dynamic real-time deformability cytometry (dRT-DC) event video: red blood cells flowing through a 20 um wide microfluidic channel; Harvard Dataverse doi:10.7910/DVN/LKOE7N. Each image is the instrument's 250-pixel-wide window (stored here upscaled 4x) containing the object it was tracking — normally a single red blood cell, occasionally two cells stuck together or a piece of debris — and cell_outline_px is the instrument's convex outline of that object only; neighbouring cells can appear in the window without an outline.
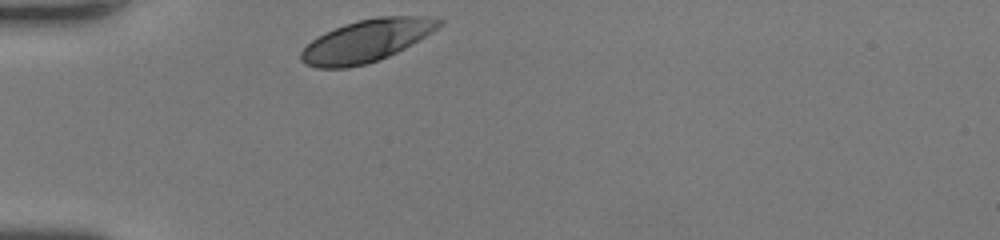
{"species": "human", "species_latin": "Homo sapiens", "temperature_condition": "room temperature", "stored_images_in_passage": 26, "camera_frame_rate_fps": 3000, "um_per_image_px": 0.085, "donor": {"sex": "female"}, "frame": {"image": 1, "passage_image": 1, "time_ms": 0.0, "image_size_px": [1000, 240], "cell_outline_px": [[444, 20], [432, 32], [404, 48], [380, 60], [348, 68], [316, 68], [304, 64], [300, 60], [300, 52], [312, 40], [324, 32], [344, 24], [376, 16], [424, 16]], "centroid_in_image_um": [31.11, 3.47], "position_along_channel_um": 53.9, "area_um2": 33.81}}
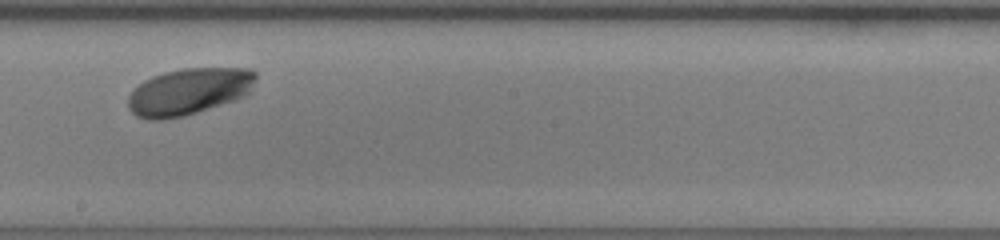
{"frame": {"image": 2, "passage_image": 15, "time_ms": 4.667, "image_size_px": [1000, 240], "cell_outline_px": [[256, 80], [252, 92], [236, 100], [184, 116], [164, 120], [148, 120], [136, 116], [128, 108], [128, 96], [144, 80], [152, 76], [164, 72], [180, 68], [252, 68], [256, 72]], "centroid_in_image_um": [16.09, 7.78], "position_along_channel_um": 232.1, "area_um2": 35.2}}
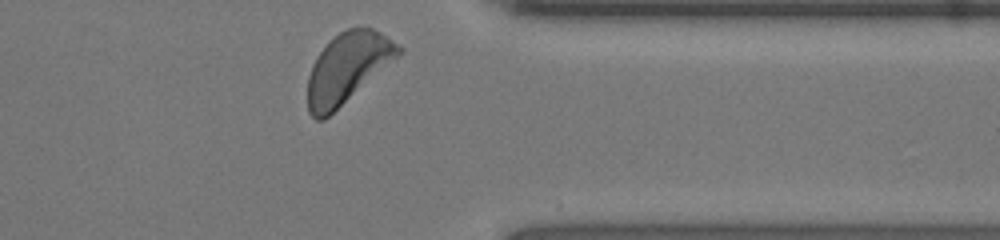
{"frame": {"image": 3, "passage_image": 26, "time_ms": 8.333, "image_size_px": [1000, 240], "cell_outline_px": [[404, 48], [396, 56], [324, 120], [316, 120], [308, 112], [308, 76], [312, 64], [316, 56], [340, 32], [348, 28], [372, 28], [380, 32], [400, 44]], "centroid_in_image_um": [29.49, 5.77], "position_along_channel_um": 381.9, "area_um2": 35.89}, "authors_computed_cell_mechanics": {"area_um2": 34.391, "velocity_mm_per_s": 4.1937, "shape_relaxation_time_tau1_ms": 1.3165, "shape_relaxation_time_tau2_ms": null, "deformation_change_tau1": 0.1117, "deformation_change_tau2": null}}